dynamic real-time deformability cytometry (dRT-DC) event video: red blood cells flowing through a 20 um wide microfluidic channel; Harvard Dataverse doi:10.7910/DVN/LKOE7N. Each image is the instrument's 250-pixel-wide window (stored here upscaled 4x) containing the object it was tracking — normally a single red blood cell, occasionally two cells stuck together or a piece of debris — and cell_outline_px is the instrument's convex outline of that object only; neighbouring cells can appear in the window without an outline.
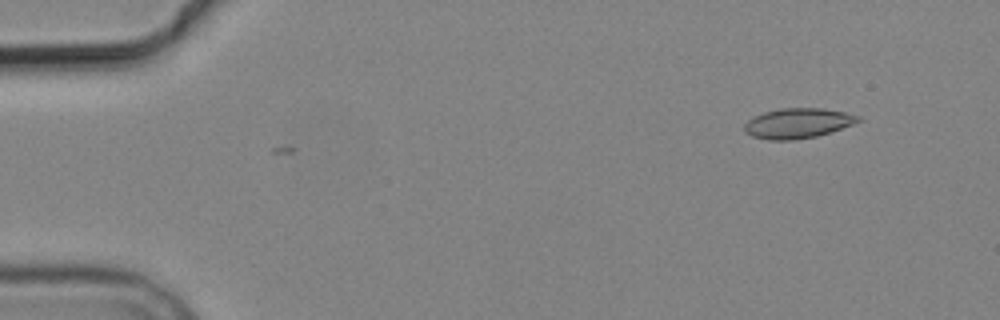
{"species": "common noctule bat (a hibernating species)", "species_latin": "Nyctalus noctula", "temperature_condition": "cold", "stored_images_in_passage": 3, "camera_frame_rate_fps": 3000, "um_per_image_px": 0.085, "animal": {"sex": "male", "body_mass_g": 19.2, "forearm_length_mm": 51.8}, "frame": {"image": 1, "passage_image": 3, "time_ms": 3.333, "image_size_px": [1000, 320], "cell_outline_px": [[864, 120], [816, 136], [792, 140], [768, 140], [752, 136], [744, 132], [744, 124], [748, 120], [764, 112], [780, 108], [820, 108], [844, 112], [860, 116]], "centroid_in_image_um": [67.79, 10.47], "position_along_channel_um": 17.2, "area_um2": 19.77}}